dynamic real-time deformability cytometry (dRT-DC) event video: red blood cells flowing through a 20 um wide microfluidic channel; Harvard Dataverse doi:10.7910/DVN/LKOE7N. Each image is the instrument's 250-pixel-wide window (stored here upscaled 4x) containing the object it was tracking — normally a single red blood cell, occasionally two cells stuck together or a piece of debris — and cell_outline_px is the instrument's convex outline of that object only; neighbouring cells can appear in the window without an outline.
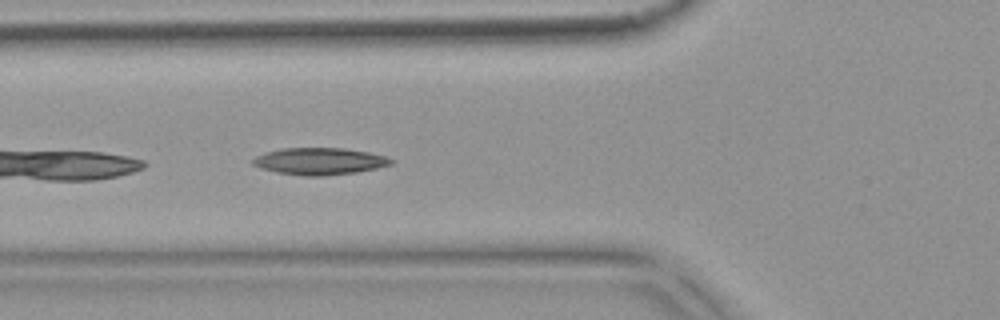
{"species": "common noctule bat (a hibernating species)", "species_latin": "Nyctalus noctula", "temperature_condition": "warm", "stored_images_in_passage": 3, "camera_frame_rate_fps": 3000, "um_per_image_px": 0.085, "animal": {"sex": "female", "body_mass_g": 18.4}, "frame": {"image": 1, "passage_image": 3, "time_ms": 0.667, "image_size_px": [1000, 320], "cell_outline_px": [[396, 160], [392, 164], [376, 168], [356, 172], [320, 176], [308, 176], [276, 172], [260, 168], [252, 164], [252, 160], [256, 156], [264, 152], [284, 148], [344, 148], [368, 152], [384, 156]], "centroid_in_image_um": [27.15, 13.7], "position_along_channel_um": 98.6, "area_um2": 21.62}}